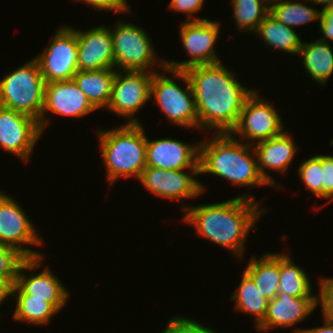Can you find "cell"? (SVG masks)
Returning a JSON list of instances; mask_svg holds the SVG:
<instances>
[{
	"label": "cell",
	"instance_id": "obj_1",
	"mask_svg": "<svg viewBox=\"0 0 333 333\" xmlns=\"http://www.w3.org/2000/svg\"><path fill=\"white\" fill-rule=\"evenodd\" d=\"M185 72L194 91L199 129L207 127L213 133H231L254 90L242 86L236 74L221 62L194 66Z\"/></svg>",
	"mask_w": 333,
	"mask_h": 333
},
{
	"label": "cell",
	"instance_id": "obj_2",
	"mask_svg": "<svg viewBox=\"0 0 333 333\" xmlns=\"http://www.w3.org/2000/svg\"><path fill=\"white\" fill-rule=\"evenodd\" d=\"M253 199L245 194L214 204L185 206L183 203V219L195 227L198 236L226 248L240 260L249 231L265 213L259 208L262 201Z\"/></svg>",
	"mask_w": 333,
	"mask_h": 333
},
{
	"label": "cell",
	"instance_id": "obj_3",
	"mask_svg": "<svg viewBox=\"0 0 333 333\" xmlns=\"http://www.w3.org/2000/svg\"><path fill=\"white\" fill-rule=\"evenodd\" d=\"M214 139L199 142V173L227 179L237 186H270L259 172L253 145L231 133H215ZM251 151V152H250ZM251 153V154H250Z\"/></svg>",
	"mask_w": 333,
	"mask_h": 333
},
{
	"label": "cell",
	"instance_id": "obj_4",
	"mask_svg": "<svg viewBox=\"0 0 333 333\" xmlns=\"http://www.w3.org/2000/svg\"><path fill=\"white\" fill-rule=\"evenodd\" d=\"M97 132L108 185L112 186L119 177H134L139 180L147 166V136L142 124L126 123L120 128L99 129Z\"/></svg>",
	"mask_w": 333,
	"mask_h": 333
},
{
	"label": "cell",
	"instance_id": "obj_5",
	"mask_svg": "<svg viewBox=\"0 0 333 333\" xmlns=\"http://www.w3.org/2000/svg\"><path fill=\"white\" fill-rule=\"evenodd\" d=\"M166 74L182 80L186 89H182L172 78L154 72L150 87V98L160 107L170 123L182 127L199 129V117L196 109L194 91L185 71L167 68L165 60L159 65ZM172 79V80H171Z\"/></svg>",
	"mask_w": 333,
	"mask_h": 333
},
{
	"label": "cell",
	"instance_id": "obj_6",
	"mask_svg": "<svg viewBox=\"0 0 333 333\" xmlns=\"http://www.w3.org/2000/svg\"><path fill=\"white\" fill-rule=\"evenodd\" d=\"M44 89L45 81L39 64L32 58L0 80V105L38 121L44 105Z\"/></svg>",
	"mask_w": 333,
	"mask_h": 333
},
{
	"label": "cell",
	"instance_id": "obj_7",
	"mask_svg": "<svg viewBox=\"0 0 333 333\" xmlns=\"http://www.w3.org/2000/svg\"><path fill=\"white\" fill-rule=\"evenodd\" d=\"M113 30L110 29L115 69L149 71L150 68V72H155L153 67L158 64L155 47L147 32L140 26L119 20Z\"/></svg>",
	"mask_w": 333,
	"mask_h": 333
},
{
	"label": "cell",
	"instance_id": "obj_8",
	"mask_svg": "<svg viewBox=\"0 0 333 333\" xmlns=\"http://www.w3.org/2000/svg\"><path fill=\"white\" fill-rule=\"evenodd\" d=\"M220 25L209 19L184 21L180 27V41L190 59L180 62L165 60L166 67L186 71L194 66L221 62L214 48L220 35Z\"/></svg>",
	"mask_w": 333,
	"mask_h": 333
},
{
	"label": "cell",
	"instance_id": "obj_9",
	"mask_svg": "<svg viewBox=\"0 0 333 333\" xmlns=\"http://www.w3.org/2000/svg\"><path fill=\"white\" fill-rule=\"evenodd\" d=\"M154 72L145 70H116L111 99L107 110L119 117L128 118L126 123H140L135 114L150 100V87Z\"/></svg>",
	"mask_w": 333,
	"mask_h": 333
},
{
	"label": "cell",
	"instance_id": "obj_10",
	"mask_svg": "<svg viewBox=\"0 0 333 333\" xmlns=\"http://www.w3.org/2000/svg\"><path fill=\"white\" fill-rule=\"evenodd\" d=\"M40 67L45 83L73 80L78 71V44L76 32L64 25L46 49L34 57Z\"/></svg>",
	"mask_w": 333,
	"mask_h": 333
},
{
	"label": "cell",
	"instance_id": "obj_11",
	"mask_svg": "<svg viewBox=\"0 0 333 333\" xmlns=\"http://www.w3.org/2000/svg\"><path fill=\"white\" fill-rule=\"evenodd\" d=\"M28 218L14 198L0 191V243L15 248L25 258L44 256L28 248V245L42 246L43 242Z\"/></svg>",
	"mask_w": 333,
	"mask_h": 333
},
{
	"label": "cell",
	"instance_id": "obj_12",
	"mask_svg": "<svg viewBox=\"0 0 333 333\" xmlns=\"http://www.w3.org/2000/svg\"><path fill=\"white\" fill-rule=\"evenodd\" d=\"M258 93L259 91L254 89L246 99L238 123L231 131L233 136L237 135L242 141L248 139L249 145H254L255 140L258 143L284 132L280 113Z\"/></svg>",
	"mask_w": 333,
	"mask_h": 333
},
{
	"label": "cell",
	"instance_id": "obj_13",
	"mask_svg": "<svg viewBox=\"0 0 333 333\" xmlns=\"http://www.w3.org/2000/svg\"><path fill=\"white\" fill-rule=\"evenodd\" d=\"M38 121L30 115L0 105V148L27 163L41 137Z\"/></svg>",
	"mask_w": 333,
	"mask_h": 333
},
{
	"label": "cell",
	"instance_id": "obj_14",
	"mask_svg": "<svg viewBox=\"0 0 333 333\" xmlns=\"http://www.w3.org/2000/svg\"><path fill=\"white\" fill-rule=\"evenodd\" d=\"M199 174V169L164 170L146 167L138 181L154 195L178 202L183 198H194L205 191L204 184L195 178Z\"/></svg>",
	"mask_w": 333,
	"mask_h": 333
},
{
	"label": "cell",
	"instance_id": "obj_15",
	"mask_svg": "<svg viewBox=\"0 0 333 333\" xmlns=\"http://www.w3.org/2000/svg\"><path fill=\"white\" fill-rule=\"evenodd\" d=\"M97 110L74 80L45 83L44 105L38 120L42 133L49 125L47 111L53 114L78 118ZM47 116V117H46ZM46 118V119H45Z\"/></svg>",
	"mask_w": 333,
	"mask_h": 333
},
{
	"label": "cell",
	"instance_id": "obj_16",
	"mask_svg": "<svg viewBox=\"0 0 333 333\" xmlns=\"http://www.w3.org/2000/svg\"><path fill=\"white\" fill-rule=\"evenodd\" d=\"M43 258V256L25 258L18 268L15 284L25 294L31 295V298L45 299L46 302L51 303L58 311H61L69 299L68 289L47 267L37 275L32 273L41 265ZM24 270L26 272L30 270L31 276L24 274Z\"/></svg>",
	"mask_w": 333,
	"mask_h": 333
},
{
	"label": "cell",
	"instance_id": "obj_17",
	"mask_svg": "<svg viewBox=\"0 0 333 333\" xmlns=\"http://www.w3.org/2000/svg\"><path fill=\"white\" fill-rule=\"evenodd\" d=\"M109 28L100 25L87 31L73 29L78 44V70L115 69L113 40Z\"/></svg>",
	"mask_w": 333,
	"mask_h": 333
},
{
	"label": "cell",
	"instance_id": "obj_18",
	"mask_svg": "<svg viewBox=\"0 0 333 333\" xmlns=\"http://www.w3.org/2000/svg\"><path fill=\"white\" fill-rule=\"evenodd\" d=\"M199 142L187 144L177 139L163 138L146 143V167L164 170L199 169Z\"/></svg>",
	"mask_w": 333,
	"mask_h": 333
},
{
	"label": "cell",
	"instance_id": "obj_19",
	"mask_svg": "<svg viewBox=\"0 0 333 333\" xmlns=\"http://www.w3.org/2000/svg\"><path fill=\"white\" fill-rule=\"evenodd\" d=\"M317 306V297H292L277 293L268 302L266 315L256 329L266 332L271 328L291 327L308 317Z\"/></svg>",
	"mask_w": 333,
	"mask_h": 333
},
{
	"label": "cell",
	"instance_id": "obj_20",
	"mask_svg": "<svg viewBox=\"0 0 333 333\" xmlns=\"http://www.w3.org/2000/svg\"><path fill=\"white\" fill-rule=\"evenodd\" d=\"M253 148L256 153L254 157L257 159L259 172L270 187L272 185L274 187L277 183H275L274 177H271L267 170L271 169L272 171L284 174L288 170L289 165H291L298 149L288 131H284L276 137L255 143Z\"/></svg>",
	"mask_w": 333,
	"mask_h": 333
},
{
	"label": "cell",
	"instance_id": "obj_21",
	"mask_svg": "<svg viewBox=\"0 0 333 333\" xmlns=\"http://www.w3.org/2000/svg\"><path fill=\"white\" fill-rule=\"evenodd\" d=\"M116 69L106 68L92 71L78 70L73 77L78 87L96 108H107L113 87Z\"/></svg>",
	"mask_w": 333,
	"mask_h": 333
},
{
	"label": "cell",
	"instance_id": "obj_22",
	"mask_svg": "<svg viewBox=\"0 0 333 333\" xmlns=\"http://www.w3.org/2000/svg\"><path fill=\"white\" fill-rule=\"evenodd\" d=\"M306 72L318 84H325L333 74V51L328 42H302L298 52Z\"/></svg>",
	"mask_w": 333,
	"mask_h": 333
},
{
	"label": "cell",
	"instance_id": "obj_23",
	"mask_svg": "<svg viewBox=\"0 0 333 333\" xmlns=\"http://www.w3.org/2000/svg\"><path fill=\"white\" fill-rule=\"evenodd\" d=\"M260 288L267 300H272L279 289V254L265 253L262 257H251L245 270Z\"/></svg>",
	"mask_w": 333,
	"mask_h": 333
},
{
	"label": "cell",
	"instance_id": "obj_24",
	"mask_svg": "<svg viewBox=\"0 0 333 333\" xmlns=\"http://www.w3.org/2000/svg\"><path fill=\"white\" fill-rule=\"evenodd\" d=\"M10 295L16 300V307L12 315L18 322L47 325L59 311L45 299L31 298L25 294L16 284L10 289Z\"/></svg>",
	"mask_w": 333,
	"mask_h": 333
},
{
	"label": "cell",
	"instance_id": "obj_25",
	"mask_svg": "<svg viewBox=\"0 0 333 333\" xmlns=\"http://www.w3.org/2000/svg\"><path fill=\"white\" fill-rule=\"evenodd\" d=\"M256 32L266 45L289 54L298 55L302 46V40L296 30L280 23L270 14L259 24Z\"/></svg>",
	"mask_w": 333,
	"mask_h": 333
},
{
	"label": "cell",
	"instance_id": "obj_26",
	"mask_svg": "<svg viewBox=\"0 0 333 333\" xmlns=\"http://www.w3.org/2000/svg\"><path fill=\"white\" fill-rule=\"evenodd\" d=\"M241 278L239 287L231 298L235 301V309L255 315L254 326L257 327L266 315L269 300L264 297L262 290L256 287L253 279L245 271Z\"/></svg>",
	"mask_w": 333,
	"mask_h": 333
},
{
	"label": "cell",
	"instance_id": "obj_27",
	"mask_svg": "<svg viewBox=\"0 0 333 333\" xmlns=\"http://www.w3.org/2000/svg\"><path fill=\"white\" fill-rule=\"evenodd\" d=\"M289 254H279L280 282L278 293L292 297H317L313 295L311 282L305 270L293 263Z\"/></svg>",
	"mask_w": 333,
	"mask_h": 333
},
{
	"label": "cell",
	"instance_id": "obj_28",
	"mask_svg": "<svg viewBox=\"0 0 333 333\" xmlns=\"http://www.w3.org/2000/svg\"><path fill=\"white\" fill-rule=\"evenodd\" d=\"M296 0H274L269 3V14L291 28L310 21L320 20L321 10H316Z\"/></svg>",
	"mask_w": 333,
	"mask_h": 333
},
{
	"label": "cell",
	"instance_id": "obj_29",
	"mask_svg": "<svg viewBox=\"0 0 333 333\" xmlns=\"http://www.w3.org/2000/svg\"><path fill=\"white\" fill-rule=\"evenodd\" d=\"M268 0H232L235 24L239 31L256 33L259 24L269 14Z\"/></svg>",
	"mask_w": 333,
	"mask_h": 333
},
{
	"label": "cell",
	"instance_id": "obj_30",
	"mask_svg": "<svg viewBox=\"0 0 333 333\" xmlns=\"http://www.w3.org/2000/svg\"><path fill=\"white\" fill-rule=\"evenodd\" d=\"M322 172L321 155H314L300 163L298 168L299 179L312 194L322 197Z\"/></svg>",
	"mask_w": 333,
	"mask_h": 333
},
{
	"label": "cell",
	"instance_id": "obj_31",
	"mask_svg": "<svg viewBox=\"0 0 333 333\" xmlns=\"http://www.w3.org/2000/svg\"><path fill=\"white\" fill-rule=\"evenodd\" d=\"M24 259L15 248L0 243V280L10 289L16 283L17 271Z\"/></svg>",
	"mask_w": 333,
	"mask_h": 333
},
{
	"label": "cell",
	"instance_id": "obj_32",
	"mask_svg": "<svg viewBox=\"0 0 333 333\" xmlns=\"http://www.w3.org/2000/svg\"><path fill=\"white\" fill-rule=\"evenodd\" d=\"M162 333H217L212 328L204 326L185 316L170 318Z\"/></svg>",
	"mask_w": 333,
	"mask_h": 333
},
{
	"label": "cell",
	"instance_id": "obj_33",
	"mask_svg": "<svg viewBox=\"0 0 333 333\" xmlns=\"http://www.w3.org/2000/svg\"><path fill=\"white\" fill-rule=\"evenodd\" d=\"M319 283L317 305L322 307L323 319L333 322V278H322Z\"/></svg>",
	"mask_w": 333,
	"mask_h": 333
},
{
	"label": "cell",
	"instance_id": "obj_34",
	"mask_svg": "<svg viewBox=\"0 0 333 333\" xmlns=\"http://www.w3.org/2000/svg\"><path fill=\"white\" fill-rule=\"evenodd\" d=\"M322 198L333 200V158L331 155H321Z\"/></svg>",
	"mask_w": 333,
	"mask_h": 333
},
{
	"label": "cell",
	"instance_id": "obj_35",
	"mask_svg": "<svg viewBox=\"0 0 333 333\" xmlns=\"http://www.w3.org/2000/svg\"><path fill=\"white\" fill-rule=\"evenodd\" d=\"M202 5H204V0H171L169 8L175 12L185 13L187 15L186 21H200L208 18L193 17L192 19V15L200 11Z\"/></svg>",
	"mask_w": 333,
	"mask_h": 333
},
{
	"label": "cell",
	"instance_id": "obj_36",
	"mask_svg": "<svg viewBox=\"0 0 333 333\" xmlns=\"http://www.w3.org/2000/svg\"><path fill=\"white\" fill-rule=\"evenodd\" d=\"M319 23V31L323 34V37L319 40L333 42V5L321 10Z\"/></svg>",
	"mask_w": 333,
	"mask_h": 333
},
{
	"label": "cell",
	"instance_id": "obj_37",
	"mask_svg": "<svg viewBox=\"0 0 333 333\" xmlns=\"http://www.w3.org/2000/svg\"><path fill=\"white\" fill-rule=\"evenodd\" d=\"M84 2L85 4H88L92 6L93 8L98 9L99 11L101 10H109V11H114V0H77Z\"/></svg>",
	"mask_w": 333,
	"mask_h": 333
},
{
	"label": "cell",
	"instance_id": "obj_38",
	"mask_svg": "<svg viewBox=\"0 0 333 333\" xmlns=\"http://www.w3.org/2000/svg\"><path fill=\"white\" fill-rule=\"evenodd\" d=\"M295 333H333V322L324 319V325L309 329H294Z\"/></svg>",
	"mask_w": 333,
	"mask_h": 333
},
{
	"label": "cell",
	"instance_id": "obj_39",
	"mask_svg": "<svg viewBox=\"0 0 333 333\" xmlns=\"http://www.w3.org/2000/svg\"><path fill=\"white\" fill-rule=\"evenodd\" d=\"M127 0H114V12L129 13L131 12Z\"/></svg>",
	"mask_w": 333,
	"mask_h": 333
},
{
	"label": "cell",
	"instance_id": "obj_40",
	"mask_svg": "<svg viewBox=\"0 0 333 333\" xmlns=\"http://www.w3.org/2000/svg\"><path fill=\"white\" fill-rule=\"evenodd\" d=\"M10 295V288L0 280V304L5 302L6 298H9Z\"/></svg>",
	"mask_w": 333,
	"mask_h": 333
},
{
	"label": "cell",
	"instance_id": "obj_41",
	"mask_svg": "<svg viewBox=\"0 0 333 333\" xmlns=\"http://www.w3.org/2000/svg\"><path fill=\"white\" fill-rule=\"evenodd\" d=\"M307 1L308 2L310 1V3H314V4H321V5L323 4V7L321 10H324L326 7L333 5V0H307Z\"/></svg>",
	"mask_w": 333,
	"mask_h": 333
}]
</instances>
